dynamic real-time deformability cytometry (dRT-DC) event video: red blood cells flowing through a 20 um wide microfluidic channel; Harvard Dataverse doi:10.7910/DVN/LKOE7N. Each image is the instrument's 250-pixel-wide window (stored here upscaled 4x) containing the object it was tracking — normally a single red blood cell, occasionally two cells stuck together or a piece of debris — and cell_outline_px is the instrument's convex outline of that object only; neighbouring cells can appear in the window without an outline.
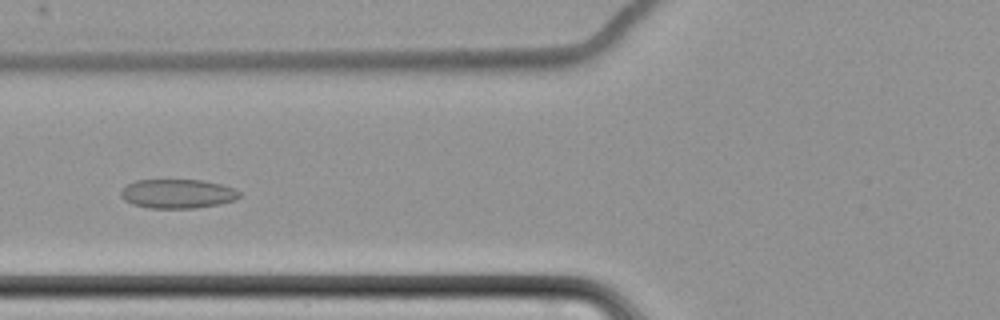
{"species": "common noctule bat (a hibernating species)", "species_latin": "Nyctalus noctula", "temperature_condition": "cold", "stored_images_in_passage": 8, "camera_frame_rate_fps": 3000, "um_per_image_px": 0.085, "animal": {"sex": "female", "body_mass_g": 22.7, "forearm_length_mm": 54.2}, "frame": {"image": 1, "passage_image": 7, "time_ms": 8.333, "image_size_px": [1000, 320], "cell_outline_px": [[240, 196], [236, 200], [220, 204], [196, 208], [148, 208], [132, 204], [124, 200], [120, 196], [120, 192], [128, 184], [136, 180], [200, 180], [220, 184], [232, 188], [240, 192]], "centroid_in_image_um": [15.08, 16.48], "position_along_channel_um": 110.7, "area_um2": 20.11}}
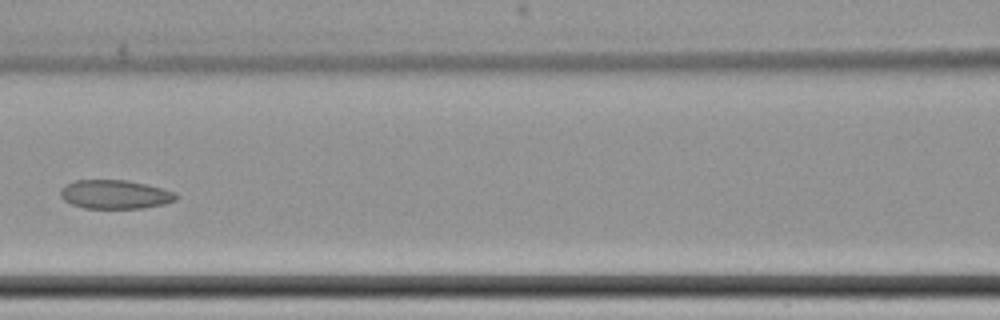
{"frame": {"image": 2, "passage_image": 8, "time_ms": 9.667, "image_size_px": [1000, 320], "cell_outline_px": [[176, 200], [164, 204], [144, 208], [84, 208], [72, 204], [64, 200], [60, 196], [60, 188], [64, 184], [76, 180], [128, 180], [164, 188], [176, 192]], "centroid_in_image_um": [9.77, 16.51], "position_along_channel_um": 156.8, "area_um2": 19.59}}